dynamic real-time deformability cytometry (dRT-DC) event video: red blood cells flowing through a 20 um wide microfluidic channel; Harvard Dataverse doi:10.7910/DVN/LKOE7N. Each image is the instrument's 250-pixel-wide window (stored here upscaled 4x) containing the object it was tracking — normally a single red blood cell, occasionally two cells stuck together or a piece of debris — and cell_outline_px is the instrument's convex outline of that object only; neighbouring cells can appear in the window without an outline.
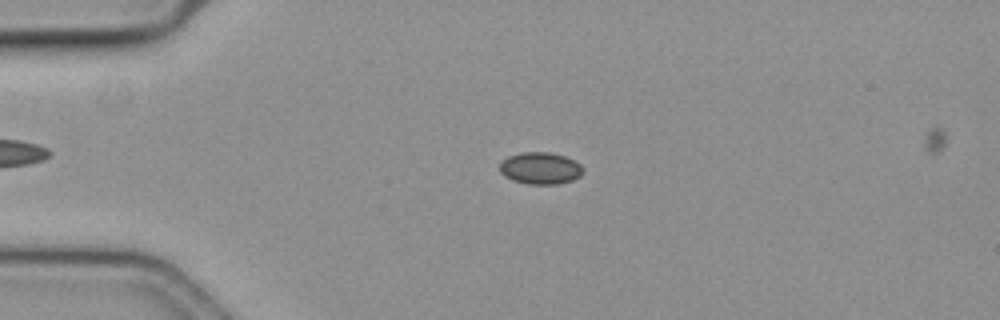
{"species": "common noctule bat (a hibernating species)", "species_latin": "Nyctalus noctula", "temperature_condition": "cold", "stored_images_in_passage": 58, "camera_frame_rate_fps": 3000, "um_per_image_px": 0.085, "animal": {"sex": "female", "body_mass_g": 19.3, "forearm_length_mm": 54.1}, "frame": {"image": 1, "passage_image": 14, "time_ms": 4.333, "image_size_px": [1000, 320], "cell_outline_px": [[584, 172], [580, 176], [572, 180], [556, 184], [528, 184], [512, 180], [504, 176], [500, 172], [500, 160], [508, 156], [520, 152], [548, 152], [564, 156], [580, 164], [584, 168]], "centroid_in_image_um": [45.9, 14.3], "position_along_channel_um": 39.1, "area_um2": 15.61}}
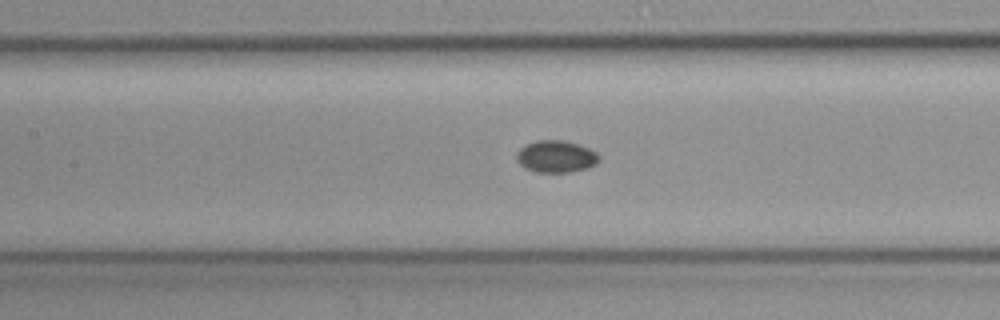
{"frame": {"image": 2, "passage_image": 27, "time_ms": 8.667, "image_size_px": [1000, 320], "cell_outline_px": [[600, 160], [596, 164], [588, 168], [572, 172], [536, 172], [524, 168], [516, 160], [516, 152], [520, 148], [536, 140], [564, 140], [588, 148], [596, 152], [600, 156]], "centroid_in_image_um": [47.26, 13.31], "position_along_channel_um": 160.1, "area_um2": 15.49}}
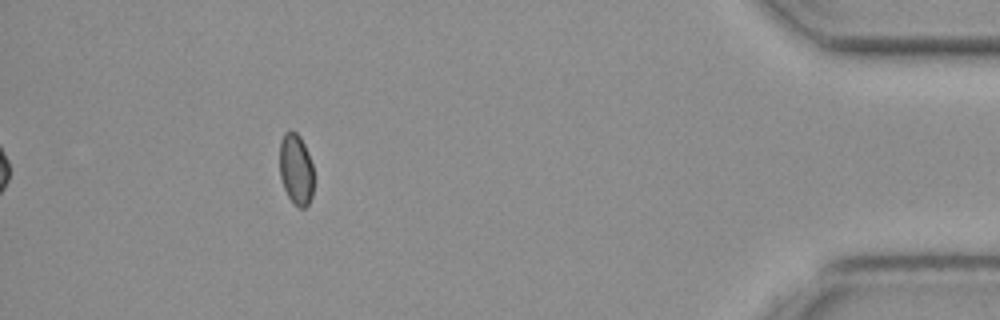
{"frame": {"image": 3, "passage_image": 53, "time_ms": 17.333, "image_size_px": [1000, 320], "cell_outline_px": [[312, 196], [308, 204], [304, 208], [300, 208], [288, 196], [284, 188], [280, 176], [280, 140], [284, 132], [296, 132], [300, 136], [308, 152], [312, 164]], "centroid_in_image_um": [25.15, 14.37], "position_along_channel_um": 410.1, "area_um2": 13.93}}